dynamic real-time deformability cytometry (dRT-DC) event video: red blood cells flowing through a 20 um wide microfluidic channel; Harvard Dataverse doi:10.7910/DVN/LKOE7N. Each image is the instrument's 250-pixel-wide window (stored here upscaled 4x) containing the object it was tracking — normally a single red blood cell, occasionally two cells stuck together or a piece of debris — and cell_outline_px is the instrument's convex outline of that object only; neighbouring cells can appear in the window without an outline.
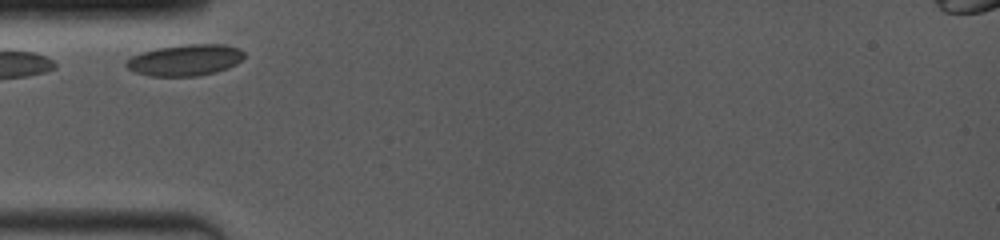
{"species": "common noctule bat (a hibernating species)", "species_latin": "Nyctalus noctula", "temperature_condition": "room temperature", "stored_images_in_passage": 2, "camera_frame_rate_fps": 4000, "um_per_image_px": 0.085, "animal": {"sex": "female", "body_mass_g": 19.0, "forearm_length_mm": 53.3}, "frame": {"image": 1, "passage_image": 1, "time_ms": 0.0, "image_size_px": [1000, 240], "cell_outline_px": [[244, 56], [236, 64], [228, 68], [216, 72], [196, 76], [152, 76], [136, 72], [128, 68], [124, 64], [132, 56], [156, 48], [188, 44], [224, 44], [240, 48], [244, 52]], "centroid_in_image_um": [15.78, 5.1], "position_along_channel_um": 69.2, "area_um2": 21.39}}